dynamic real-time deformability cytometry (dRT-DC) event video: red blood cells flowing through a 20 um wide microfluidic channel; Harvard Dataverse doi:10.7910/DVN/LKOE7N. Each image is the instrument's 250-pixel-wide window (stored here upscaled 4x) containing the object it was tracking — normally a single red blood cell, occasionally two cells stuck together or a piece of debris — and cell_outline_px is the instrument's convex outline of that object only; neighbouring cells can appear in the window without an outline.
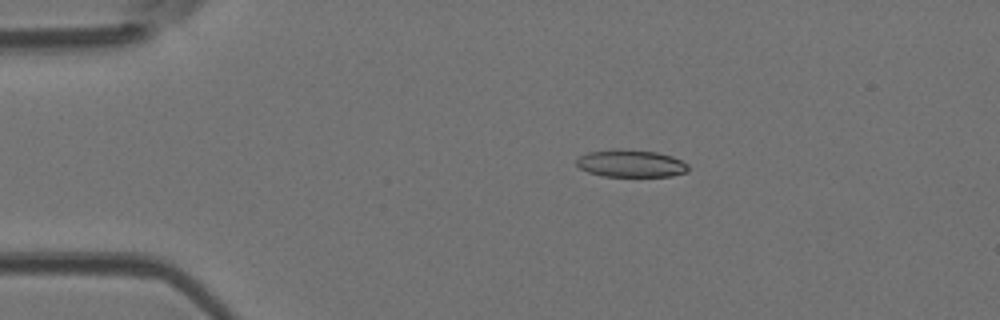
{"species": "Egyptian fruit bat (a non-hibernating species)", "species_latin": "Rousettus aegyptiacus", "temperature_condition": "room temperature", "stored_images_in_passage": 5, "camera_frame_rate_fps": 3000, "um_per_image_px": 0.085, "animal": {"sex": "female"}, "frame": {"image": 1, "passage_image": 3, "time_ms": 0.667, "image_size_px": [1000, 320], "cell_outline_px": [[688, 172], [672, 176], [604, 176], [588, 172], [580, 168], [576, 164], [576, 160], [580, 156], [588, 152], [616, 148], [620, 148], [656, 152], [672, 156], [688, 164]], "centroid_in_image_um": [53.62, 13.88], "position_along_channel_um": 31.4, "area_um2": 17.92}}
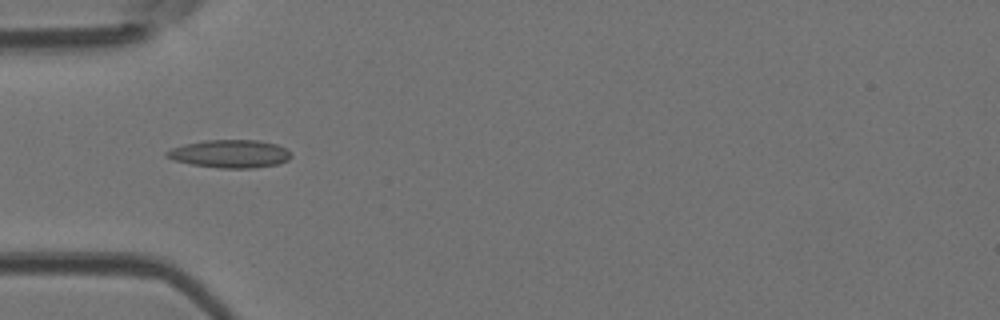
{"frame": {"image": 2, "passage_image": 5, "time_ms": 1.333, "image_size_px": [1000, 320], "cell_outline_px": [[292, 156], [288, 160], [276, 164], [252, 168], [220, 168], [192, 164], [172, 160], [164, 156], [164, 152], [172, 148], [184, 144], [204, 140], [260, 140], [276, 144], [292, 152]], "centroid_in_image_um": [19.53, 13.06], "position_along_channel_um": 65.5, "area_um2": 20.35}}